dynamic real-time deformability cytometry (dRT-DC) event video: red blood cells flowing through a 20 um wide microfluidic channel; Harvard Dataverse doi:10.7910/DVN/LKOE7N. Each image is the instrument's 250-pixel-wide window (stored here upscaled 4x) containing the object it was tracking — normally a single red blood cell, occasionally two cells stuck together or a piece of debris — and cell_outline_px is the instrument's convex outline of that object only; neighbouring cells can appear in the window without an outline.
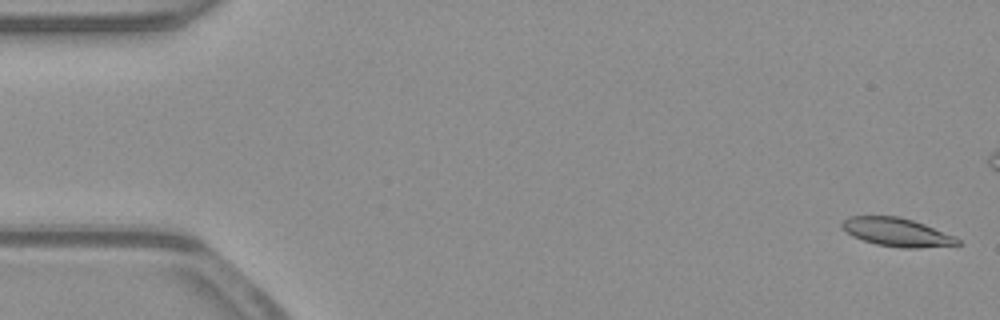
{"species": "common noctule bat (a hibernating species)", "species_latin": "Nyctalus noctula", "temperature_condition": "warm", "stored_images_in_passage": 55, "camera_frame_rate_fps": 3000, "um_per_image_px": 0.085, "animal": {"sex": "male", "body_mass_g": 23.1, "forearm_length_mm": 52.7}, "frame": {"image": 1, "passage_image": 2, "time_ms": 0.333, "image_size_px": [1000, 320], "cell_outline_px": [[964, 244], [920, 248], [900, 248], [876, 244], [852, 236], [840, 228], [840, 224], [848, 216], [900, 216], [924, 224], [956, 236]], "centroid_in_image_um": [76.24, 19.74], "position_along_channel_um": 8.8, "area_um2": 19.36}}
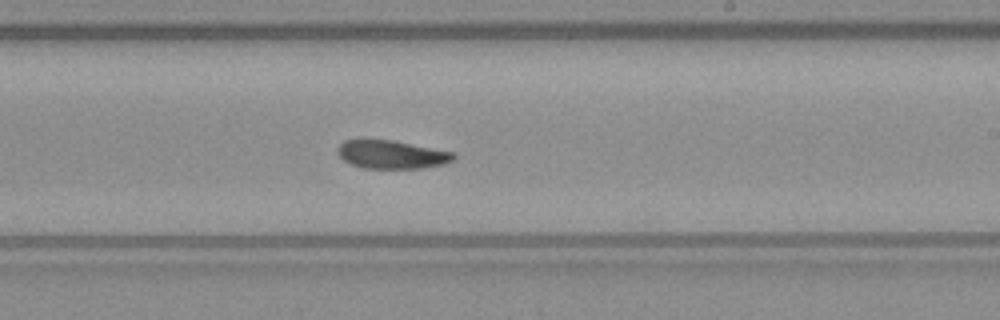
{"frame": {"image": 2, "passage_image": 32, "time_ms": 10.333, "image_size_px": [1000, 320], "cell_outline_px": [[456, 156], [452, 160], [444, 164], [424, 168], [364, 168], [352, 164], [344, 160], [336, 152], [336, 148], [344, 140], [392, 140], [452, 152]], "centroid_in_image_um": [33.26, 13.14], "position_along_channel_um": 255.7, "area_um2": 18.9}}
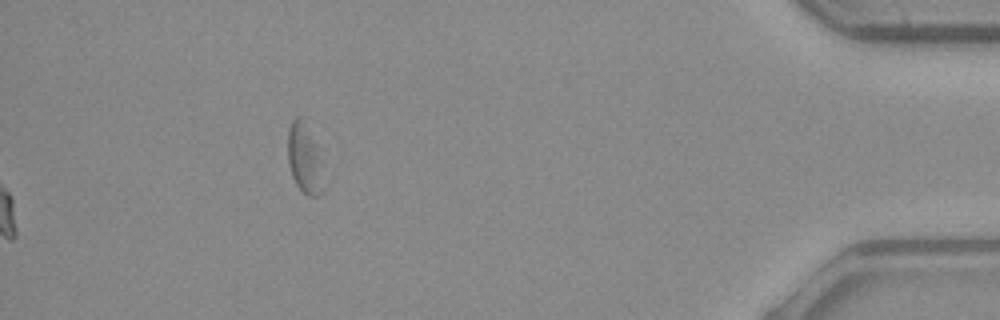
{"frame": {"image": 3, "passage_image": 55, "time_ms": 18.0, "image_size_px": [1000, 320], "cell_outline_px": [[328, 148], [324, 192], [316, 196], [308, 196], [296, 184], [292, 176], [288, 164], [288, 132], [292, 120], [296, 116], [304, 116]], "centroid_in_image_um": [26.09, 13.35], "position_along_channel_um": 409.1, "area_um2": 17.4}, "authors_computed_cell_mechanics": {"area_um2": 19.7098, "velocity_mm_per_s": 3.9061, "shape_relaxation_time_tau1_ms": 4.4744, "shape_relaxation_time_tau2_ms": 7.2422, "deformation_change_tau1": 0.1416, "deformation_change_tau2": 0.1331}}